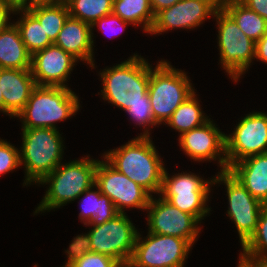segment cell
I'll list each match as a JSON object with an SVG mask.
<instances>
[{
    "label": "cell",
    "instance_id": "cell-25",
    "mask_svg": "<svg viewBox=\"0 0 267 267\" xmlns=\"http://www.w3.org/2000/svg\"><path fill=\"white\" fill-rule=\"evenodd\" d=\"M28 10L39 20L52 43L70 16L66 3L61 0H40Z\"/></svg>",
    "mask_w": 267,
    "mask_h": 267
},
{
    "label": "cell",
    "instance_id": "cell-2",
    "mask_svg": "<svg viewBox=\"0 0 267 267\" xmlns=\"http://www.w3.org/2000/svg\"><path fill=\"white\" fill-rule=\"evenodd\" d=\"M88 152L77 158L63 161L54 171L45 175L34 188H45L31 216L46 215L61 210L95 184L97 163L102 157ZM45 213V214H44Z\"/></svg>",
    "mask_w": 267,
    "mask_h": 267
},
{
    "label": "cell",
    "instance_id": "cell-4",
    "mask_svg": "<svg viewBox=\"0 0 267 267\" xmlns=\"http://www.w3.org/2000/svg\"><path fill=\"white\" fill-rule=\"evenodd\" d=\"M19 132L20 167L24 174L21 185L22 188L33 187L67 159L65 134L45 127L20 129Z\"/></svg>",
    "mask_w": 267,
    "mask_h": 267
},
{
    "label": "cell",
    "instance_id": "cell-21",
    "mask_svg": "<svg viewBox=\"0 0 267 267\" xmlns=\"http://www.w3.org/2000/svg\"><path fill=\"white\" fill-rule=\"evenodd\" d=\"M74 202L80 206L77 218L83 226L103 224L119 214L114 203L100 192L96 184L88 188Z\"/></svg>",
    "mask_w": 267,
    "mask_h": 267
},
{
    "label": "cell",
    "instance_id": "cell-14",
    "mask_svg": "<svg viewBox=\"0 0 267 267\" xmlns=\"http://www.w3.org/2000/svg\"><path fill=\"white\" fill-rule=\"evenodd\" d=\"M143 215L144 220L146 217V232L179 237L193 247L203 233L204 226L194 216L181 211L160 195L151 197Z\"/></svg>",
    "mask_w": 267,
    "mask_h": 267
},
{
    "label": "cell",
    "instance_id": "cell-40",
    "mask_svg": "<svg viewBox=\"0 0 267 267\" xmlns=\"http://www.w3.org/2000/svg\"><path fill=\"white\" fill-rule=\"evenodd\" d=\"M236 267H259V264H254V263H242L238 260H236Z\"/></svg>",
    "mask_w": 267,
    "mask_h": 267
},
{
    "label": "cell",
    "instance_id": "cell-24",
    "mask_svg": "<svg viewBox=\"0 0 267 267\" xmlns=\"http://www.w3.org/2000/svg\"><path fill=\"white\" fill-rule=\"evenodd\" d=\"M112 13L148 38L155 17L149 0H113Z\"/></svg>",
    "mask_w": 267,
    "mask_h": 267
},
{
    "label": "cell",
    "instance_id": "cell-36",
    "mask_svg": "<svg viewBox=\"0 0 267 267\" xmlns=\"http://www.w3.org/2000/svg\"><path fill=\"white\" fill-rule=\"evenodd\" d=\"M14 10L0 0V31L5 30L13 23Z\"/></svg>",
    "mask_w": 267,
    "mask_h": 267
},
{
    "label": "cell",
    "instance_id": "cell-22",
    "mask_svg": "<svg viewBox=\"0 0 267 267\" xmlns=\"http://www.w3.org/2000/svg\"><path fill=\"white\" fill-rule=\"evenodd\" d=\"M198 90L191 94L178 108L173 112L171 117L163 125L169 129L170 133L180 136L186 131L199 127L206 123L212 115L204 110V102L201 101Z\"/></svg>",
    "mask_w": 267,
    "mask_h": 267
},
{
    "label": "cell",
    "instance_id": "cell-16",
    "mask_svg": "<svg viewBox=\"0 0 267 267\" xmlns=\"http://www.w3.org/2000/svg\"><path fill=\"white\" fill-rule=\"evenodd\" d=\"M220 7L212 0H179L173 6L160 10L155 14L154 22L149 31V38L174 31H197L206 22H212L215 12ZM211 20V21H210ZM180 30V31H178ZM189 31V32H188Z\"/></svg>",
    "mask_w": 267,
    "mask_h": 267
},
{
    "label": "cell",
    "instance_id": "cell-19",
    "mask_svg": "<svg viewBox=\"0 0 267 267\" xmlns=\"http://www.w3.org/2000/svg\"><path fill=\"white\" fill-rule=\"evenodd\" d=\"M53 44L71 54L81 65H86L87 69L96 62L91 25L81 20L69 16Z\"/></svg>",
    "mask_w": 267,
    "mask_h": 267
},
{
    "label": "cell",
    "instance_id": "cell-10",
    "mask_svg": "<svg viewBox=\"0 0 267 267\" xmlns=\"http://www.w3.org/2000/svg\"><path fill=\"white\" fill-rule=\"evenodd\" d=\"M143 230L139 229L130 267H186L194 248L187 240Z\"/></svg>",
    "mask_w": 267,
    "mask_h": 267
},
{
    "label": "cell",
    "instance_id": "cell-43",
    "mask_svg": "<svg viewBox=\"0 0 267 267\" xmlns=\"http://www.w3.org/2000/svg\"><path fill=\"white\" fill-rule=\"evenodd\" d=\"M31 267H40V265L38 263H34Z\"/></svg>",
    "mask_w": 267,
    "mask_h": 267
},
{
    "label": "cell",
    "instance_id": "cell-15",
    "mask_svg": "<svg viewBox=\"0 0 267 267\" xmlns=\"http://www.w3.org/2000/svg\"><path fill=\"white\" fill-rule=\"evenodd\" d=\"M95 184L103 195L110 198L119 213L141 212V215L152 197L146 189L117 171L103 157L97 163Z\"/></svg>",
    "mask_w": 267,
    "mask_h": 267
},
{
    "label": "cell",
    "instance_id": "cell-6",
    "mask_svg": "<svg viewBox=\"0 0 267 267\" xmlns=\"http://www.w3.org/2000/svg\"><path fill=\"white\" fill-rule=\"evenodd\" d=\"M176 165H179V161L174 165V170L166 165L159 195L204 225L207 217L215 212L211 206V201L215 198L212 196L216 194L213 190L214 174L206 178L204 174H200V169L197 172L193 167L190 169L193 172L189 167L187 170L184 167L177 170Z\"/></svg>",
    "mask_w": 267,
    "mask_h": 267
},
{
    "label": "cell",
    "instance_id": "cell-11",
    "mask_svg": "<svg viewBox=\"0 0 267 267\" xmlns=\"http://www.w3.org/2000/svg\"><path fill=\"white\" fill-rule=\"evenodd\" d=\"M245 110L225 131L227 170L236 162L261 153H267V111ZM261 110V111H260ZM265 111V112H264Z\"/></svg>",
    "mask_w": 267,
    "mask_h": 267
},
{
    "label": "cell",
    "instance_id": "cell-1",
    "mask_svg": "<svg viewBox=\"0 0 267 267\" xmlns=\"http://www.w3.org/2000/svg\"><path fill=\"white\" fill-rule=\"evenodd\" d=\"M145 56L135 50L126 59L123 57L117 63L111 62L112 65L100 68V63L97 65L95 62L89 68L91 72H96L93 75L98 77L101 89L95 95L99 96L104 105L124 112L133 104L150 103L148 84L151 57Z\"/></svg>",
    "mask_w": 267,
    "mask_h": 267
},
{
    "label": "cell",
    "instance_id": "cell-35",
    "mask_svg": "<svg viewBox=\"0 0 267 267\" xmlns=\"http://www.w3.org/2000/svg\"><path fill=\"white\" fill-rule=\"evenodd\" d=\"M257 62L267 66V32L256 42L254 64Z\"/></svg>",
    "mask_w": 267,
    "mask_h": 267
},
{
    "label": "cell",
    "instance_id": "cell-31",
    "mask_svg": "<svg viewBox=\"0 0 267 267\" xmlns=\"http://www.w3.org/2000/svg\"><path fill=\"white\" fill-rule=\"evenodd\" d=\"M129 26L133 28V26L130 23L125 22L124 20L120 19L117 15H114L113 13L97 20L94 24L91 25L92 44L95 52L98 49L95 48L97 47L96 45L97 43L96 38L98 37L97 34H100L102 36L105 35V37L106 36L109 37L108 40L111 41L112 38L113 39H115L116 37L118 38L120 35L126 32V29L128 30Z\"/></svg>",
    "mask_w": 267,
    "mask_h": 267
},
{
    "label": "cell",
    "instance_id": "cell-33",
    "mask_svg": "<svg viewBox=\"0 0 267 267\" xmlns=\"http://www.w3.org/2000/svg\"><path fill=\"white\" fill-rule=\"evenodd\" d=\"M68 244L67 248H63L64 250L62 252L66 259L60 266L69 267L73 262L81 259L86 253L92 252L91 240L86 228L81 233H77L76 236L74 235Z\"/></svg>",
    "mask_w": 267,
    "mask_h": 267
},
{
    "label": "cell",
    "instance_id": "cell-12",
    "mask_svg": "<svg viewBox=\"0 0 267 267\" xmlns=\"http://www.w3.org/2000/svg\"><path fill=\"white\" fill-rule=\"evenodd\" d=\"M131 217L130 213H119L103 224L82 226L88 229L92 252L109 256L122 265H127L140 229L134 223L135 218Z\"/></svg>",
    "mask_w": 267,
    "mask_h": 267
},
{
    "label": "cell",
    "instance_id": "cell-39",
    "mask_svg": "<svg viewBox=\"0 0 267 267\" xmlns=\"http://www.w3.org/2000/svg\"><path fill=\"white\" fill-rule=\"evenodd\" d=\"M154 15L162 9L173 6L179 0H149Z\"/></svg>",
    "mask_w": 267,
    "mask_h": 267
},
{
    "label": "cell",
    "instance_id": "cell-30",
    "mask_svg": "<svg viewBox=\"0 0 267 267\" xmlns=\"http://www.w3.org/2000/svg\"><path fill=\"white\" fill-rule=\"evenodd\" d=\"M127 116V120L129 125L132 126L134 130L137 129L140 131L139 133L136 132L137 135L140 137H154L152 133H154L155 129H159L161 126L154 120L152 108L150 103H137L131 105L123 112Z\"/></svg>",
    "mask_w": 267,
    "mask_h": 267
},
{
    "label": "cell",
    "instance_id": "cell-3",
    "mask_svg": "<svg viewBox=\"0 0 267 267\" xmlns=\"http://www.w3.org/2000/svg\"><path fill=\"white\" fill-rule=\"evenodd\" d=\"M153 137L134 136L120 146L101 151L102 157L117 171L146 189L152 196L162 189L166 158ZM162 154V155H161ZM164 159V160H163ZM166 163V164H165Z\"/></svg>",
    "mask_w": 267,
    "mask_h": 267
},
{
    "label": "cell",
    "instance_id": "cell-42",
    "mask_svg": "<svg viewBox=\"0 0 267 267\" xmlns=\"http://www.w3.org/2000/svg\"><path fill=\"white\" fill-rule=\"evenodd\" d=\"M212 1L215 2L219 7H222L229 0H212Z\"/></svg>",
    "mask_w": 267,
    "mask_h": 267
},
{
    "label": "cell",
    "instance_id": "cell-41",
    "mask_svg": "<svg viewBox=\"0 0 267 267\" xmlns=\"http://www.w3.org/2000/svg\"><path fill=\"white\" fill-rule=\"evenodd\" d=\"M0 116H4V99L0 88Z\"/></svg>",
    "mask_w": 267,
    "mask_h": 267
},
{
    "label": "cell",
    "instance_id": "cell-26",
    "mask_svg": "<svg viewBox=\"0 0 267 267\" xmlns=\"http://www.w3.org/2000/svg\"><path fill=\"white\" fill-rule=\"evenodd\" d=\"M13 23L18 28L21 39L31 55L53 44L39 20L28 9L16 10Z\"/></svg>",
    "mask_w": 267,
    "mask_h": 267
},
{
    "label": "cell",
    "instance_id": "cell-9",
    "mask_svg": "<svg viewBox=\"0 0 267 267\" xmlns=\"http://www.w3.org/2000/svg\"><path fill=\"white\" fill-rule=\"evenodd\" d=\"M219 187L228 204L224 215L226 214V218L229 219L227 221H231L230 224L235 227L233 230H236L239 246L242 247L255 233L264 204L254 198L228 170L214 172L213 190Z\"/></svg>",
    "mask_w": 267,
    "mask_h": 267
},
{
    "label": "cell",
    "instance_id": "cell-37",
    "mask_svg": "<svg viewBox=\"0 0 267 267\" xmlns=\"http://www.w3.org/2000/svg\"><path fill=\"white\" fill-rule=\"evenodd\" d=\"M249 9L256 12L267 21V0H240Z\"/></svg>",
    "mask_w": 267,
    "mask_h": 267
},
{
    "label": "cell",
    "instance_id": "cell-28",
    "mask_svg": "<svg viewBox=\"0 0 267 267\" xmlns=\"http://www.w3.org/2000/svg\"><path fill=\"white\" fill-rule=\"evenodd\" d=\"M237 251L242 263L267 264V205L260 212L255 233Z\"/></svg>",
    "mask_w": 267,
    "mask_h": 267
},
{
    "label": "cell",
    "instance_id": "cell-38",
    "mask_svg": "<svg viewBox=\"0 0 267 267\" xmlns=\"http://www.w3.org/2000/svg\"><path fill=\"white\" fill-rule=\"evenodd\" d=\"M8 7L16 10H27L40 0H2Z\"/></svg>",
    "mask_w": 267,
    "mask_h": 267
},
{
    "label": "cell",
    "instance_id": "cell-27",
    "mask_svg": "<svg viewBox=\"0 0 267 267\" xmlns=\"http://www.w3.org/2000/svg\"><path fill=\"white\" fill-rule=\"evenodd\" d=\"M221 8L254 42H257L267 32V21L240 0H229Z\"/></svg>",
    "mask_w": 267,
    "mask_h": 267
},
{
    "label": "cell",
    "instance_id": "cell-20",
    "mask_svg": "<svg viewBox=\"0 0 267 267\" xmlns=\"http://www.w3.org/2000/svg\"><path fill=\"white\" fill-rule=\"evenodd\" d=\"M228 171L254 198L267 205V153L246 157Z\"/></svg>",
    "mask_w": 267,
    "mask_h": 267
},
{
    "label": "cell",
    "instance_id": "cell-5",
    "mask_svg": "<svg viewBox=\"0 0 267 267\" xmlns=\"http://www.w3.org/2000/svg\"><path fill=\"white\" fill-rule=\"evenodd\" d=\"M80 94L68 87L36 86L23 110L16 116L21 129L53 128L82 113ZM80 112V113H79Z\"/></svg>",
    "mask_w": 267,
    "mask_h": 267
},
{
    "label": "cell",
    "instance_id": "cell-32",
    "mask_svg": "<svg viewBox=\"0 0 267 267\" xmlns=\"http://www.w3.org/2000/svg\"><path fill=\"white\" fill-rule=\"evenodd\" d=\"M18 145L8 141L7 138L0 137V177H5L21 169Z\"/></svg>",
    "mask_w": 267,
    "mask_h": 267
},
{
    "label": "cell",
    "instance_id": "cell-29",
    "mask_svg": "<svg viewBox=\"0 0 267 267\" xmlns=\"http://www.w3.org/2000/svg\"><path fill=\"white\" fill-rule=\"evenodd\" d=\"M69 15L89 25L113 11V0H67Z\"/></svg>",
    "mask_w": 267,
    "mask_h": 267
},
{
    "label": "cell",
    "instance_id": "cell-17",
    "mask_svg": "<svg viewBox=\"0 0 267 267\" xmlns=\"http://www.w3.org/2000/svg\"><path fill=\"white\" fill-rule=\"evenodd\" d=\"M81 63L57 45H50L31 55V73L36 86L68 87L73 72ZM75 70V71H74ZM71 86V87H70Z\"/></svg>",
    "mask_w": 267,
    "mask_h": 267
},
{
    "label": "cell",
    "instance_id": "cell-23",
    "mask_svg": "<svg viewBox=\"0 0 267 267\" xmlns=\"http://www.w3.org/2000/svg\"><path fill=\"white\" fill-rule=\"evenodd\" d=\"M30 69L31 54L27 51L14 23L0 31V69Z\"/></svg>",
    "mask_w": 267,
    "mask_h": 267
},
{
    "label": "cell",
    "instance_id": "cell-44",
    "mask_svg": "<svg viewBox=\"0 0 267 267\" xmlns=\"http://www.w3.org/2000/svg\"><path fill=\"white\" fill-rule=\"evenodd\" d=\"M259 267H267V264H259Z\"/></svg>",
    "mask_w": 267,
    "mask_h": 267
},
{
    "label": "cell",
    "instance_id": "cell-8",
    "mask_svg": "<svg viewBox=\"0 0 267 267\" xmlns=\"http://www.w3.org/2000/svg\"><path fill=\"white\" fill-rule=\"evenodd\" d=\"M212 21L216 26L217 65L231 84L239 85L254 65L256 42L248 38L221 7Z\"/></svg>",
    "mask_w": 267,
    "mask_h": 267
},
{
    "label": "cell",
    "instance_id": "cell-7",
    "mask_svg": "<svg viewBox=\"0 0 267 267\" xmlns=\"http://www.w3.org/2000/svg\"><path fill=\"white\" fill-rule=\"evenodd\" d=\"M189 74L167 58L150 61L148 95L154 120L162 128L178 106L197 90Z\"/></svg>",
    "mask_w": 267,
    "mask_h": 267
},
{
    "label": "cell",
    "instance_id": "cell-34",
    "mask_svg": "<svg viewBox=\"0 0 267 267\" xmlns=\"http://www.w3.org/2000/svg\"><path fill=\"white\" fill-rule=\"evenodd\" d=\"M122 264L109 256L90 252L81 259L73 262L69 267H121Z\"/></svg>",
    "mask_w": 267,
    "mask_h": 267
},
{
    "label": "cell",
    "instance_id": "cell-18",
    "mask_svg": "<svg viewBox=\"0 0 267 267\" xmlns=\"http://www.w3.org/2000/svg\"><path fill=\"white\" fill-rule=\"evenodd\" d=\"M36 87L30 69H0V88L4 99V117L14 119L23 110Z\"/></svg>",
    "mask_w": 267,
    "mask_h": 267
},
{
    "label": "cell",
    "instance_id": "cell-13",
    "mask_svg": "<svg viewBox=\"0 0 267 267\" xmlns=\"http://www.w3.org/2000/svg\"><path fill=\"white\" fill-rule=\"evenodd\" d=\"M211 117L203 125L182 133L176 139L179 152L184 154L191 165L206 163L217 166L216 172L227 171L225 154V129L220 128L216 119Z\"/></svg>",
    "mask_w": 267,
    "mask_h": 267
},
{
    "label": "cell",
    "instance_id": "cell-45",
    "mask_svg": "<svg viewBox=\"0 0 267 267\" xmlns=\"http://www.w3.org/2000/svg\"><path fill=\"white\" fill-rule=\"evenodd\" d=\"M121 267H130V266L127 264V265H122Z\"/></svg>",
    "mask_w": 267,
    "mask_h": 267
}]
</instances>
